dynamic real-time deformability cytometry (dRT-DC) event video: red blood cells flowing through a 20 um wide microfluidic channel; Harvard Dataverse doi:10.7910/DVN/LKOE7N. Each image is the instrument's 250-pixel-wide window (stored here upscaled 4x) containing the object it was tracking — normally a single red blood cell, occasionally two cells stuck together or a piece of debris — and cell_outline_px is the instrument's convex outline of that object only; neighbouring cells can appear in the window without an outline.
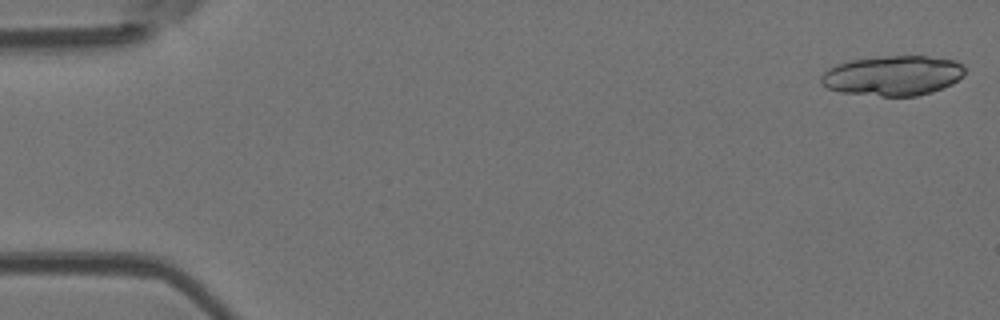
{"species": "Egyptian fruit bat (a non-hibernating species)", "species_latin": "Rousettus aegyptiacus", "temperature_condition": "room temperature", "stored_images_in_passage": 14, "camera_frame_rate_fps": 3000, "um_per_image_px": 0.085, "animal": {"sex": "female"}, "frame": {"image": 1, "passage_image": 1, "time_ms": 0.0, "image_size_px": [1000, 320], "cell_outline_px": [[964, 76], [952, 84], [932, 92], [916, 96], [880, 96], [840, 92], [828, 88], [820, 84], [820, 76], [828, 68], [836, 64], [852, 60], [880, 56], [924, 56], [956, 60], [964, 64]], "centroid_in_image_um": [75.89, 6.43], "position_along_channel_um": 9.1, "area_um2": 33.76}}